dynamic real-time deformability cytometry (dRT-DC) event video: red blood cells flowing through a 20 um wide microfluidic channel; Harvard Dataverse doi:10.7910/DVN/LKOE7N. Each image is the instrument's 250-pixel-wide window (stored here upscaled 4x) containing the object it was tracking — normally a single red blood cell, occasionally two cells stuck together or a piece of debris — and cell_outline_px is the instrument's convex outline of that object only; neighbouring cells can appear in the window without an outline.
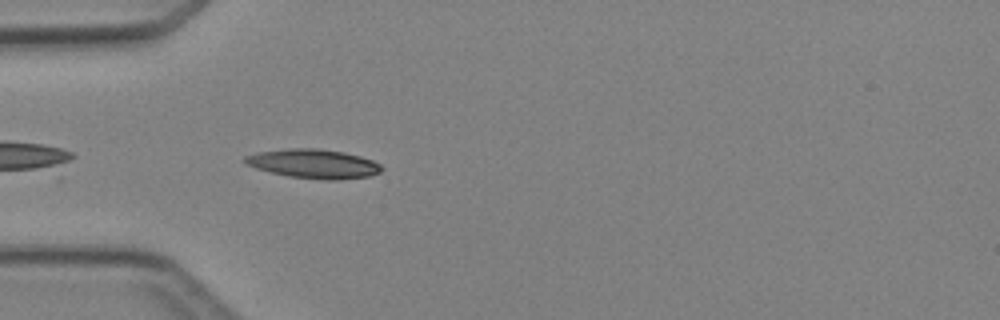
{"species": "Egyptian fruit bat (a non-hibernating species)", "species_latin": "Rousettus aegyptiacus", "temperature_condition": "cold", "stored_images_in_passage": 4, "camera_frame_rate_fps": 3000, "um_per_image_px": 0.085, "animal": {"sex": "female"}, "frame": {"image": 1, "passage_image": 4, "time_ms": 3.667, "image_size_px": [1000, 320], "cell_outline_px": [[384, 168], [380, 172], [368, 176], [336, 180], [328, 180], [288, 176], [256, 168], [248, 164], [244, 160], [244, 156], [260, 152], [288, 148], [320, 148], [344, 152], [360, 156], [372, 160], [380, 164]], "centroid_in_image_um": [26.69, 13.91], "position_along_channel_um": 58.3, "area_um2": 23.0}}